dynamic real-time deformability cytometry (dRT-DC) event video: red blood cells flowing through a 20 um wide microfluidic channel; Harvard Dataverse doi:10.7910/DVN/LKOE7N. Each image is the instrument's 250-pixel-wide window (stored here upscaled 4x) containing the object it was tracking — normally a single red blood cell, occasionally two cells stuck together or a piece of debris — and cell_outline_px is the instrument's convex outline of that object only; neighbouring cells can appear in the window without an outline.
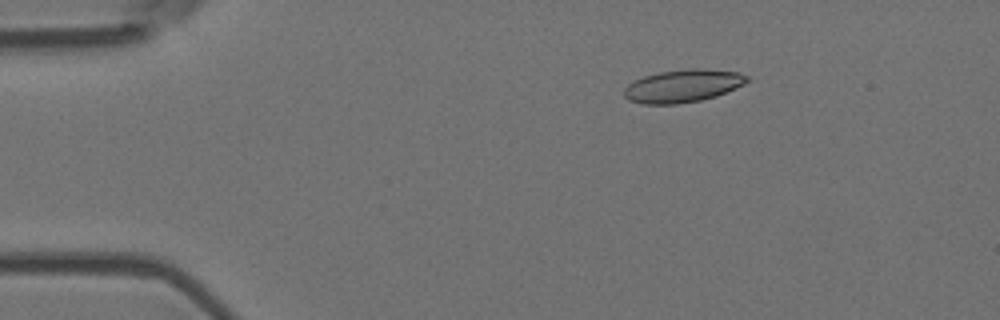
{"species": "Egyptian fruit bat (a non-hibernating species)", "species_latin": "Rousettus aegyptiacus", "temperature_condition": "room temperature", "stored_images_in_passage": 5, "camera_frame_rate_fps": 3000, "um_per_image_px": 0.085, "animal": {"sex": "female"}, "frame": {"image": 1, "passage_image": 3, "time_ms": 0.667, "image_size_px": [1000, 320], "cell_outline_px": [[748, 80], [744, 84], [716, 96], [700, 100], [676, 104], [644, 104], [628, 100], [624, 96], [624, 88], [628, 84], [644, 76], [660, 72], [692, 68], [696, 68], [736, 72], [748, 76]], "centroid_in_image_um": [58.01, 7.31], "position_along_channel_um": 27.0, "area_um2": 23.18}}